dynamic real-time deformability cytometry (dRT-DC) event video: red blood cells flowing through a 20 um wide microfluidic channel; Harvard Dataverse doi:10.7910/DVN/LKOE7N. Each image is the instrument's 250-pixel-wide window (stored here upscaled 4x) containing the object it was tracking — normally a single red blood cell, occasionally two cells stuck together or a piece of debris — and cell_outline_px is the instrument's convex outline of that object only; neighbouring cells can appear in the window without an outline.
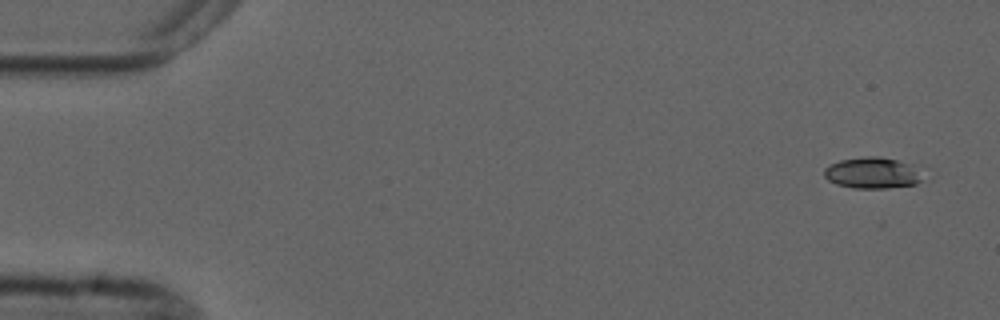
{"species": "common noctule bat (a hibernating species)", "species_latin": "Nyctalus noctula", "temperature_condition": "cold", "stored_images_in_passage": 5, "camera_frame_rate_fps": 3000, "um_per_image_px": 0.085, "animal": {"sex": "male", "forearm_length_mm": 52.5}, "frame": {"image": 1, "passage_image": 1, "time_ms": 0.0, "image_size_px": [1000, 320], "cell_outline_px": [[920, 180], [916, 184], [888, 188], [852, 188], [836, 184], [828, 180], [824, 176], [824, 168], [828, 164], [840, 160], [864, 156], [880, 156], [912, 164]], "centroid_in_image_um": [74.05, 14.69], "position_along_channel_um": 10.9, "area_um2": 17.74}}
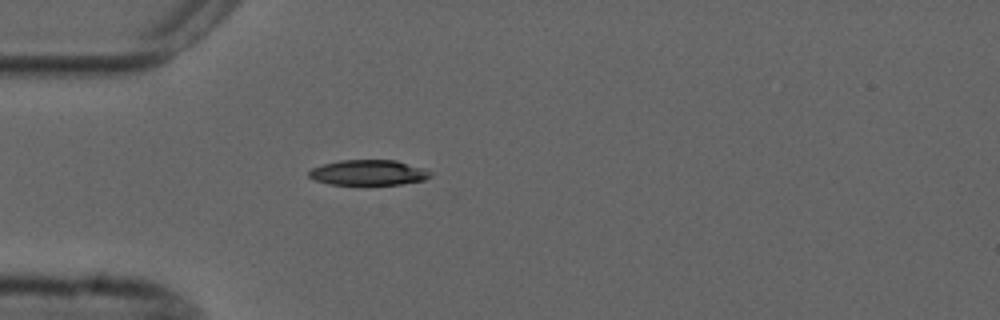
{"frame": {"image": 2, "passage_image": 5, "time_ms": 4.333, "image_size_px": [1000, 320], "cell_outline_px": [[432, 176], [424, 180], [400, 184], [328, 184], [316, 180], [308, 176], [308, 172], [312, 168], [324, 164], [340, 160], [396, 160], [424, 168], [432, 172]], "centroid_in_image_um": [31.34, 14.66], "position_along_channel_um": 53.7, "area_um2": 17.86}}